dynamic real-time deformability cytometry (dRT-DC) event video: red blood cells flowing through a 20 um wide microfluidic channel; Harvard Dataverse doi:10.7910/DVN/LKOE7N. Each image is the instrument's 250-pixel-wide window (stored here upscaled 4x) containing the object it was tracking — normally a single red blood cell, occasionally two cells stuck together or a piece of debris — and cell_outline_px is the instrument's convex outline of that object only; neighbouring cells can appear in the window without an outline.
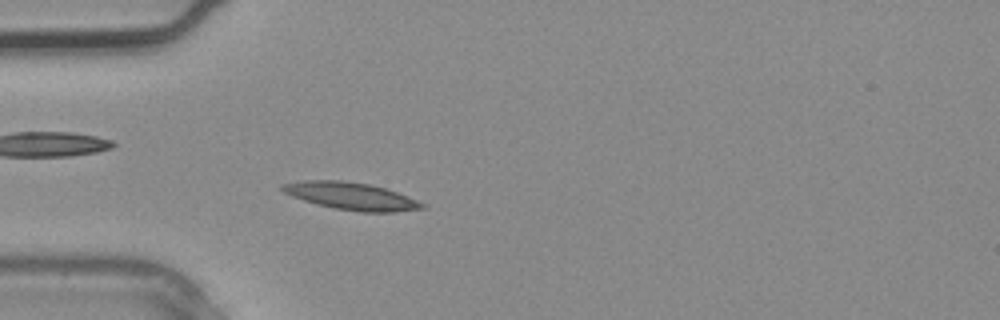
{"species": "common noctule bat (a hibernating species)", "species_latin": "Nyctalus noctula", "temperature_condition": "warm", "stored_images_in_passage": 4, "camera_frame_rate_fps": 3000, "um_per_image_px": 0.085, "animal": {"sex": "male", "body_mass_g": 20.4}, "frame": {"image": 1, "passage_image": 4, "time_ms": 1.0, "image_size_px": [1000, 320], "cell_outline_px": [[424, 208], [396, 212], [360, 212], [332, 208], [316, 204], [292, 196], [284, 192], [280, 188], [280, 184], [304, 180], [340, 180], [368, 184], [384, 188], [396, 192], [416, 200], [424, 204]], "centroid_in_image_um": [29.8, 16.67], "position_along_channel_um": 55.2, "area_um2": 22.14}}